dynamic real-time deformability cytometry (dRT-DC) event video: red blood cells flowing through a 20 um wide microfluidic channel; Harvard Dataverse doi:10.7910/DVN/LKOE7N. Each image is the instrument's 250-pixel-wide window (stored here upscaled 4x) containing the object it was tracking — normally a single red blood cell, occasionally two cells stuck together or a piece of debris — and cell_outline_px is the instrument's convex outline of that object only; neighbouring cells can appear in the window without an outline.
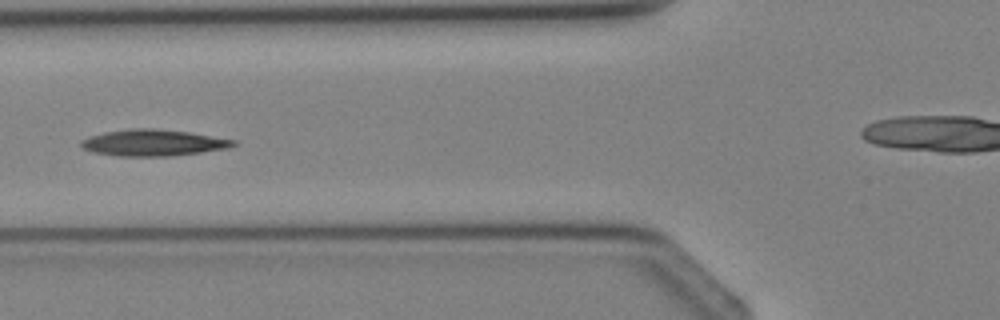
{"species": "Egyptian fruit bat (a non-hibernating species)", "species_latin": "Rousettus aegyptiacus", "temperature_condition": "cold", "stored_images_in_passage": 4, "camera_frame_rate_fps": 3000, "um_per_image_px": 0.085, "animal": {"sex": "female"}, "frame": {"image": 1, "passage_image": 3, "time_ms": 2.333, "image_size_px": [1000, 320], "cell_outline_px": [[236, 144], [228, 148], [200, 152], [168, 156], [120, 156], [92, 152], [80, 148], [80, 140], [104, 132], [132, 128], [152, 128], [188, 132], [236, 140]], "centroid_in_image_um": [12.98, 12.13], "position_along_channel_um": 112.8, "area_um2": 23.29}}